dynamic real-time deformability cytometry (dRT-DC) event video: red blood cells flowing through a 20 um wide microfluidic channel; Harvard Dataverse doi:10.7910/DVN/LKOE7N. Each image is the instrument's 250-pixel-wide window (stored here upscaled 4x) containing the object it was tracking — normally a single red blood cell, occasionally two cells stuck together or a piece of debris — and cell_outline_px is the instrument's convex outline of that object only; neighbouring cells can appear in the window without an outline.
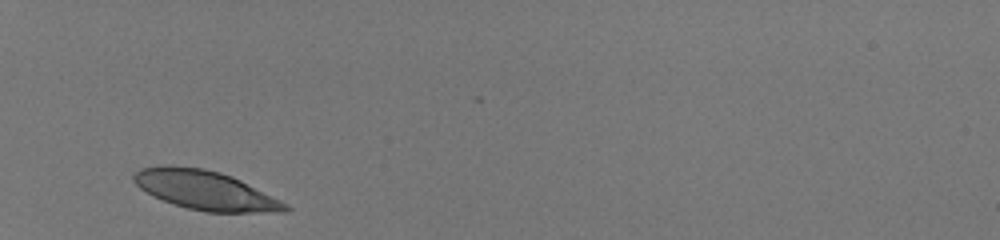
{"species": "human", "species_latin": "Homo sapiens", "temperature_condition": "room temperature", "stored_images_in_passage": 28, "camera_frame_rate_fps": 3000, "um_per_image_px": 0.085, "donor": {"sex": "male"}, "frame": {"image": 1, "passage_image": 1, "time_ms": 0.0, "image_size_px": [1000, 240], "cell_outline_px": [[292, 208], [288, 212], [204, 212], [172, 204], [152, 196], [140, 188], [132, 180], [132, 176], [140, 168], [160, 164], [168, 164], [204, 168], [220, 172], [232, 176], [288, 204]], "centroid_in_image_um": [17.41, 16.16], "position_along_channel_um": 67.6, "area_um2": 34.85}}
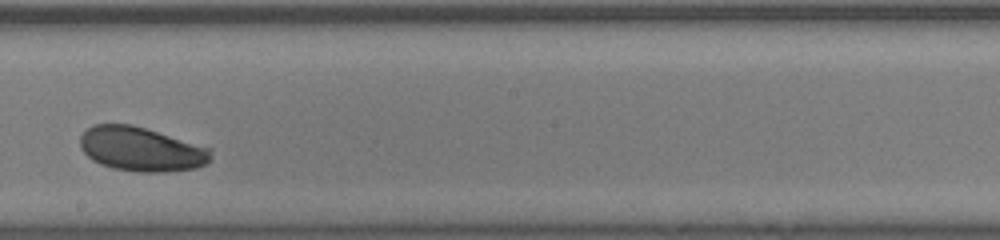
{"frame": {"image": 2, "passage_image": 15, "time_ms": 4.667, "image_size_px": [1000, 240], "cell_outline_px": [[212, 160], [208, 164], [196, 168], [164, 172], [140, 172], [112, 168], [100, 164], [92, 160], [80, 148], [80, 136], [92, 124], [132, 124], [212, 148]], "centroid_in_image_um": [12.03, 12.68], "position_along_channel_um": 236.2, "area_um2": 33.99}}
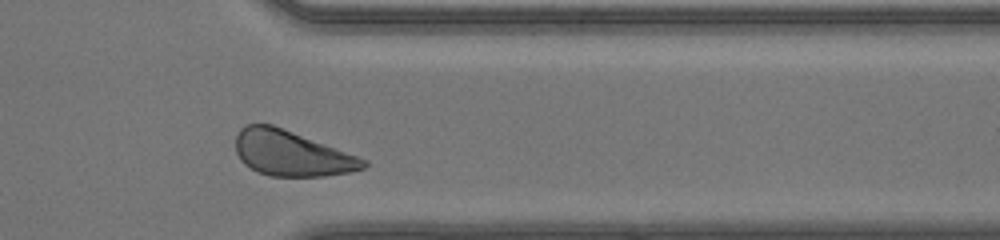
{"frame": {"image": 3, "passage_image": 26, "time_ms": 8.333, "image_size_px": [1000, 240], "cell_outline_px": [[368, 164], [364, 168], [352, 172], [324, 176], [268, 176], [256, 172], [244, 164], [240, 160], [236, 152], [236, 136], [240, 128], [248, 124], [272, 124], [368, 160]], "centroid_in_image_um": [24.76, 13.05], "position_along_channel_um": 386.6, "area_um2": 33.7}, "authors_computed_cell_mechanics": {"area_um2": 34.1598, "velocity_mm_per_s": 4.0777, "shape_relaxation_time_tau1_ms": 2.4199, "shape_relaxation_time_tau2_ms": null, "deformation_change_tau1": 0.1035, "deformation_change_tau2": null}}